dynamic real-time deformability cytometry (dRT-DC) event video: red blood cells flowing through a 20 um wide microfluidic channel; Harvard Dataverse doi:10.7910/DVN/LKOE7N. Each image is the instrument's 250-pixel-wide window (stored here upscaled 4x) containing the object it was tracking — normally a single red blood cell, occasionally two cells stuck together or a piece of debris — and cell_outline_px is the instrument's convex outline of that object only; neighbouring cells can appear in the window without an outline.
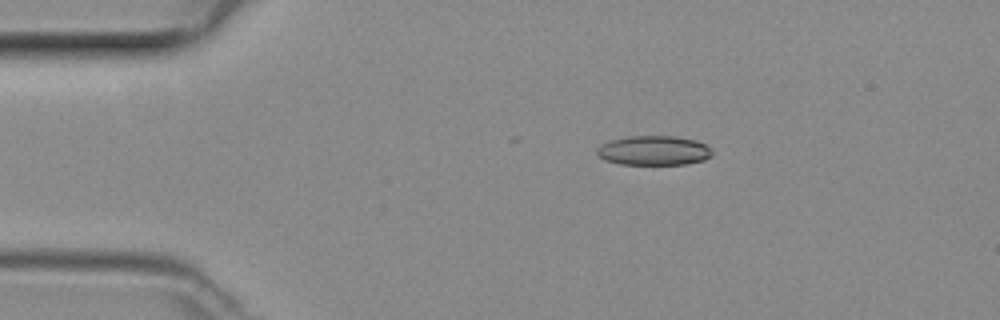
{"species": "common noctule bat (a hibernating species)", "species_latin": "Nyctalus noctula", "temperature_condition": "room temperature", "stored_images_in_passage": 43, "camera_frame_rate_fps": 3000, "um_per_image_px": 0.085, "animal": {"sex": "female", "body_mass_g": 29.2, "forearm_length_mm": 56.3}, "frame": {"image": 1, "passage_image": 3, "time_ms": 0.667, "image_size_px": [1000, 320], "cell_outline_px": [[712, 156], [704, 160], [684, 164], [620, 164], [604, 160], [596, 156], [596, 148], [612, 140], [628, 136], [676, 136], [696, 140], [704, 144], [712, 152]], "centroid_in_image_um": [55.55, 12.8], "position_along_channel_um": 29.5, "area_um2": 19.77}}
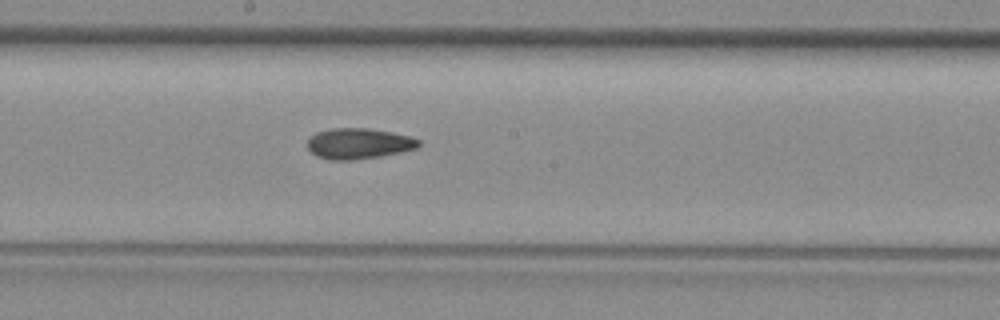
{"frame": {"image": 2, "passage_image": 20, "time_ms": 6.333, "image_size_px": [1000, 320], "cell_outline_px": [[420, 144], [416, 148], [400, 152], [380, 156], [352, 160], [328, 160], [316, 156], [308, 148], [308, 140], [316, 132], [332, 128], [368, 128], [392, 132], [412, 136], [420, 140]], "centroid_in_image_um": [30.49, 12.2], "position_along_channel_um": 217.7, "area_um2": 19.94}}
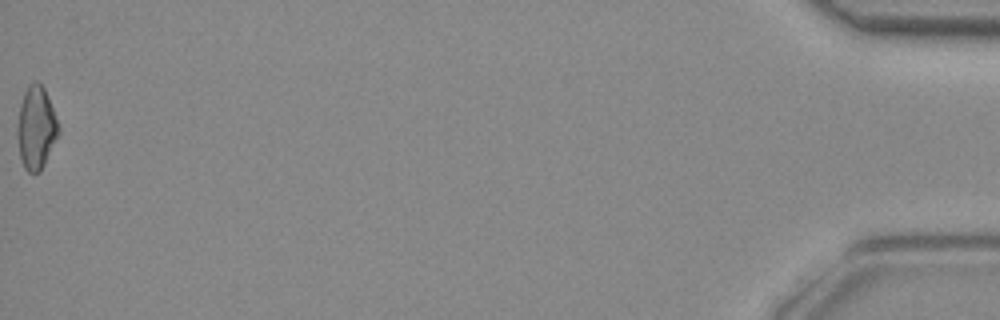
{"frame": {"image": 3, "passage_image": 43, "time_ms": 14.0, "image_size_px": [1000, 320], "cell_outline_px": [[60, 132], [40, 172], [28, 172], [24, 168], [20, 156], [16, 136], [16, 128], [20, 104], [24, 92], [28, 84], [40, 84], [44, 88], [60, 128]], "centroid_in_image_um": [3.05, 10.89], "position_along_channel_um": 432.2, "area_um2": 19.71}}